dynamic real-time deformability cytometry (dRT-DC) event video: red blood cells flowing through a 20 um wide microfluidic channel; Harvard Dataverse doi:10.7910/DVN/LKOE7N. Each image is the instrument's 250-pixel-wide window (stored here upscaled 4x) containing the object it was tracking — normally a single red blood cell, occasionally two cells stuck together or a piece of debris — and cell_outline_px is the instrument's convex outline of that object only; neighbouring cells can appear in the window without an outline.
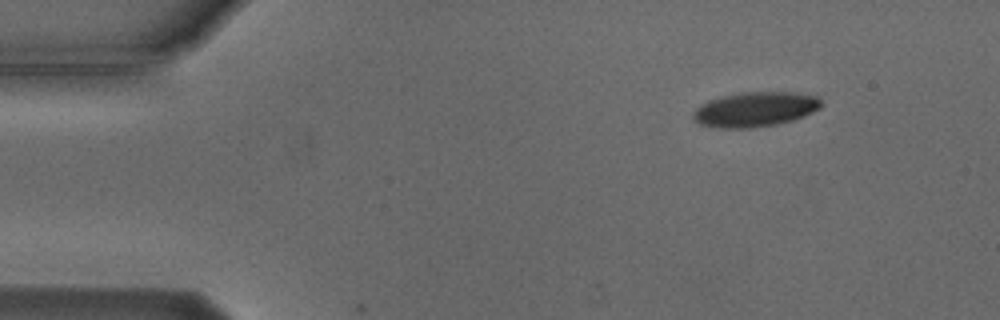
{"species": "Egyptian fruit bat (a non-hibernating species)", "species_latin": "Rousettus aegyptiacus", "temperature_condition": "cold", "stored_images_in_passage": 3, "camera_frame_rate_fps": 3000, "um_per_image_px": 0.085, "animal": {"sex": "male"}, "frame": {"image": 1, "passage_image": 1, "time_ms": 0.0, "image_size_px": [1000, 320], "cell_outline_px": [[824, 104], [820, 108], [804, 116], [792, 120], [776, 124], [748, 128], [720, 128], [700, 124], [692, 120], [692, 112], [700, 104], [708, 100], [720, 96], [744, 92], [792, 92], [816, 96]], "centroid_in_image_um": [64.15, 9.29], "position_along_channel_um": 20.9, "area_um2": 26.07}}